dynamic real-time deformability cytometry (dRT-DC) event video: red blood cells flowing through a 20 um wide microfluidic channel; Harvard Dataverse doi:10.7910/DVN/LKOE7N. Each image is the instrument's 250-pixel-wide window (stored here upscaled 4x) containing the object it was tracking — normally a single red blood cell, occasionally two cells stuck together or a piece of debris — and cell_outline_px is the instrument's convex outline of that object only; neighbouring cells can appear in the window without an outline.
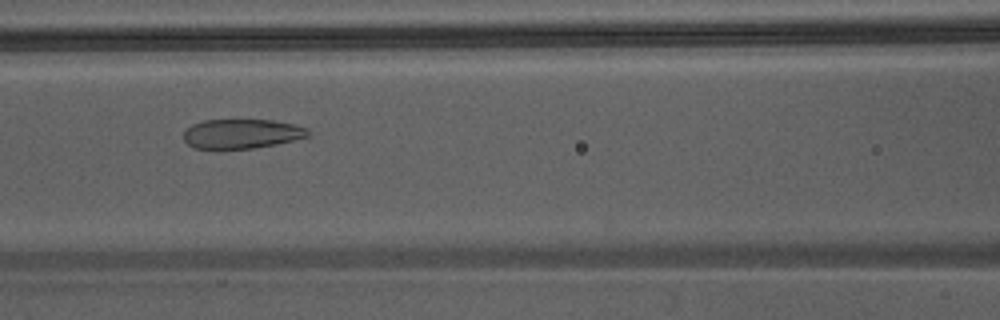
{"species": "Egyptian fruit bat (a non-hibernating species)", "species_latin": "Rousettus aegyptiacus", "temperature_condition": "warm", "stored_images_in_passage": 41, "camera_frame_rate_fps": 3000, "um_per_image_px": 0.085, "animal": {"sex": "male"}, "frame": {"image": 1, "passage_image": 16, "time_ms": 5.0, "image_size_px": [1000, 320], "cell_outline_px": [[312, 132], [308, 136], [276, 144], [252, 148], [192, 148], [184, 140], [184, 132], [192, 124], [204, 120], [272, 120], [292, 124], [308, 128]], "centroid_in_image_um": [20.55, 11.36], "position_along_channel_um": 146.1, "area_um2": 21.15}}
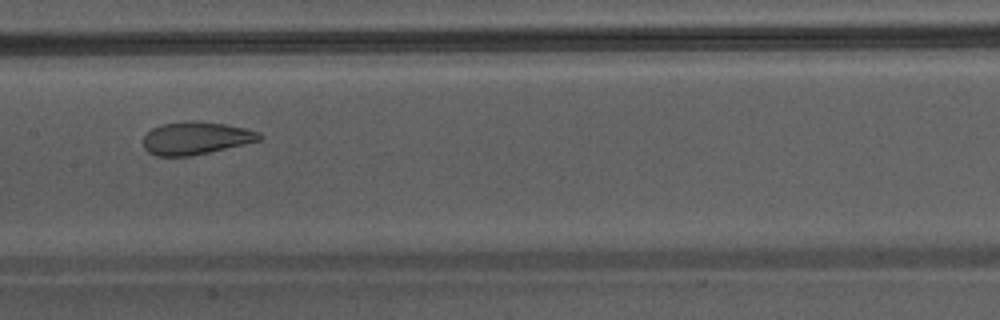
{"frame": {"image": 2, "passage_image": 19, "time_ms": 6.0, "image_size_px": [1000, 320], "cell_outline_px": [[264, 136], [260, 140], [208, 152], [188, 156], [156, 156], [148, 152], [144, 148], [144, 136], [152, 128], [160, 124], [192, 120], [196, 120], [224, 124], [244, 128], [260, 132]], "centroid_in_image_um": [16.63, 11.73], "position_along_channel_um": 190.8, "area_um2": 22.02}}
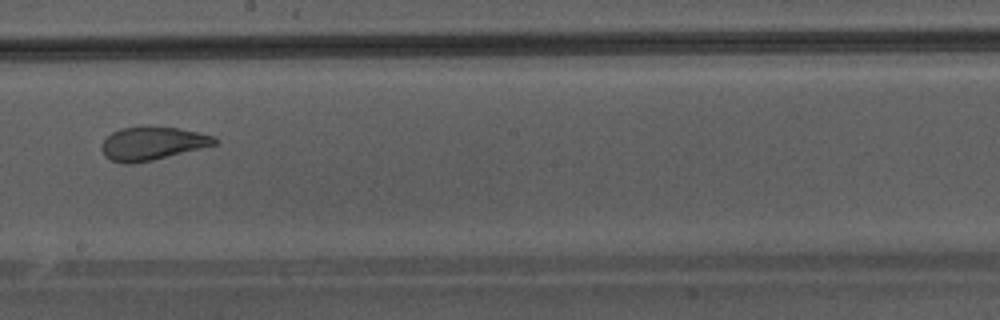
{"frame": {"image": 3, "passage_image": 22, "time_ms": 7.0, "image_size_px": [1000, 320], "cell_outline_px": [[220, 140], [216, 144], [152, 160], [132, 164], [124, 164], [112, 160], [104, 156], [100, 148], [104, 140], [112, 132], [120, 128], [140, 124], [148, 124], [176, 128], [196, 132], [212, 136]], "centroid_in_image_um": [12.88, 12.16], "position_along_channel_um": 235.3, "area_um2": 22.2}}